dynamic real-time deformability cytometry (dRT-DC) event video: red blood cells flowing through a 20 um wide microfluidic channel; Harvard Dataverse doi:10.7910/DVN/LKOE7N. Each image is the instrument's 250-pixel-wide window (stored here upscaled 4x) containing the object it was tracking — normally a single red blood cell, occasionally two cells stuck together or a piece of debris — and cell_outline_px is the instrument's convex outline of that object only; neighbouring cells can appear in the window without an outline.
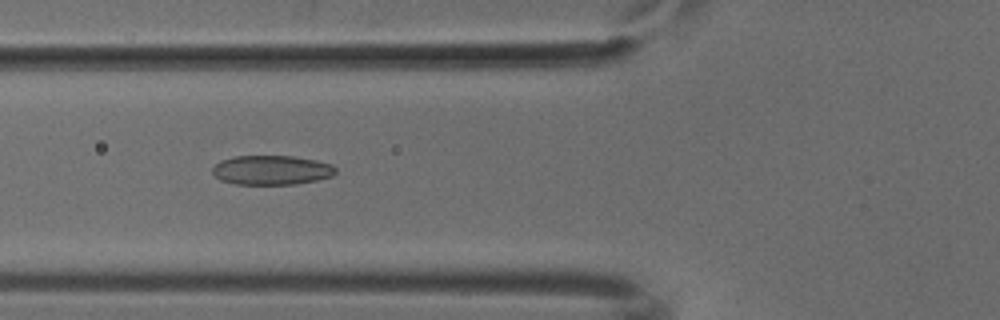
{"species": "common noctule bat (a hibernating species)", "species_latin": "Nyctalus noctula", "temperature_condition": "cold", "stored_images_in_passage": 49, "camera_frame_rate_fps": 3000, "um_per_image_px": 0.085, "animal": {"sex": "male", "body_mass_g": 18.8}, "frame": {"image": 1, "passage_image": 16, "time_ms": 5.0, "image_size_px": [1000, 320], "cell_outline_px": [[336, 172], [332, 176], [316, 180], [296, 184], [236, 184], [220, 180], [212, 172], [212, 168], [220, 160], [232, 156], [292, 156], [316, 160], [332, 164], [336, 168]], "centroid_in_image_um": [23.08, 14.45], "position_along_channel_um": 102.7, "area_um2": 21.15}}
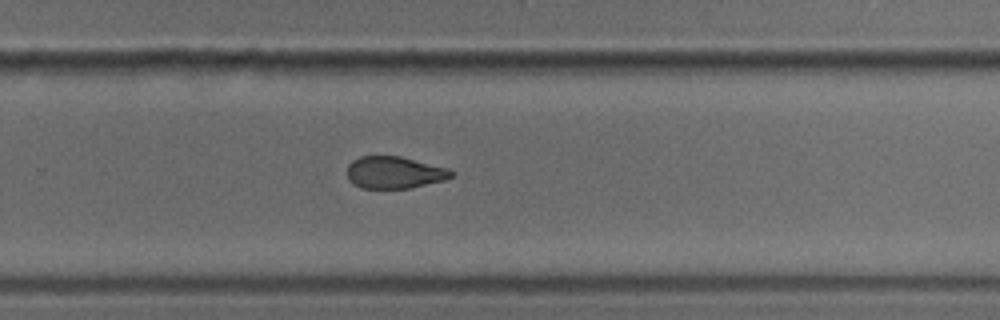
{"frame": {"image": 2, "passage_image": 31, "time_ms": 10.0, "image_size_px": [1000, 320], "cell_outline_px": [[456, 172], [452, 176], [444, 180], [408, 188], [360, 188], [352, 184], [348, 180], [348, 164], [352, 160], [360, 156], [400, 156], [448, 168]], "centroid_in_image_um": [33.5, 14.66], "position_along_channel_um": 296.3, "area_um2": 19.48}}
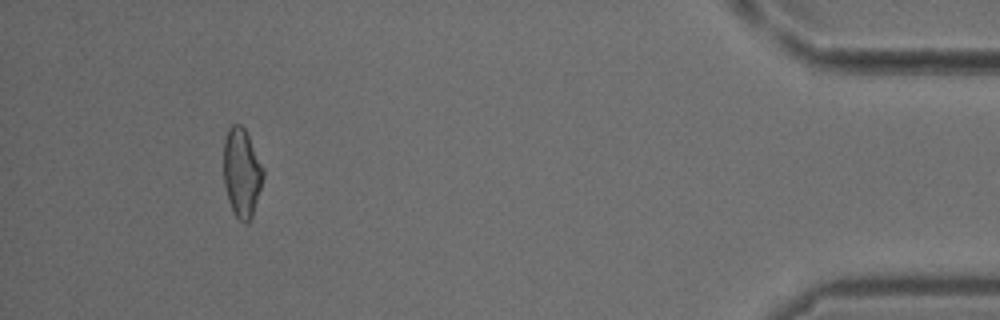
{"frame": {"image": 3, "passage_image": 45, "time_ms": 14.667, "image_size_px": [1000, 320], "cell_outline_px": [[264, 176], [252, 216], [248, 220], [240, 220], [232, 212], [228, 200], [224, 184], [224, 140], [228, 128], [232, 124], [240, 124], [244, 128], [264, 168]], "centroid_in_image_um": [20.54, 14.65], "position_along_channel_um": 414.7, "area_um2": 20.29}}